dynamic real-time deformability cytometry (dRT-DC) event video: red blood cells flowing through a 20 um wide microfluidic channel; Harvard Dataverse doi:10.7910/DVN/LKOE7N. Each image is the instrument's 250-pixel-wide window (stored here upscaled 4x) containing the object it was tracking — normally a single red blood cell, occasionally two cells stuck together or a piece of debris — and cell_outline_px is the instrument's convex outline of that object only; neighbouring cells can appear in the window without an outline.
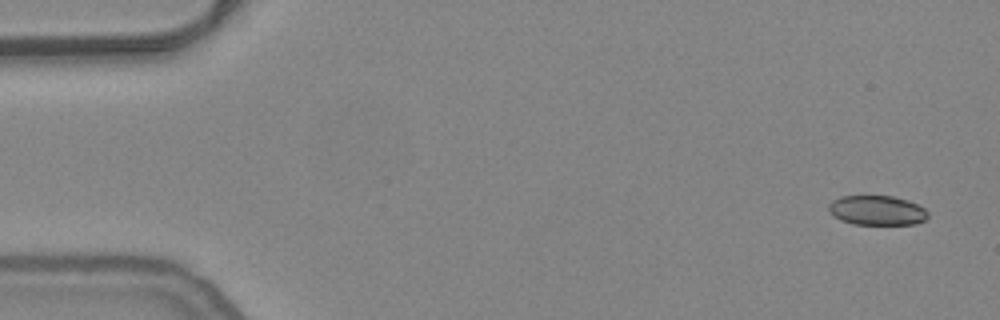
{"species": "common noctule bat (a hibernating species)", "species_latin": "Nyctalus noctula", "temperature_condition": "warm", "stored_images_in_passage": 52, "camera_frame_rate_fps": 3000, "um_per_image_px": 0.085, "animal": {"sex": "female", "body_mass_g": 24.6, "forearm_length_mm": 56.2}, "frame": {"image": 1, "passage_image": 1, "time_ms": 0.0, "image_size_px": [1000, 320], "cell_outline_px": [[928, 216], [924, 220], [916, 224], [852, 224], [840, 220], [828, 212], [828, 204], [832, 200], [840, 196], [892, 196], [908, 200], [924, 208], [928, 212]], "centroid_in_image_um": [74.51, 17.88], "position_along_channel_um": 10.5, "area_um2": 17.22}}
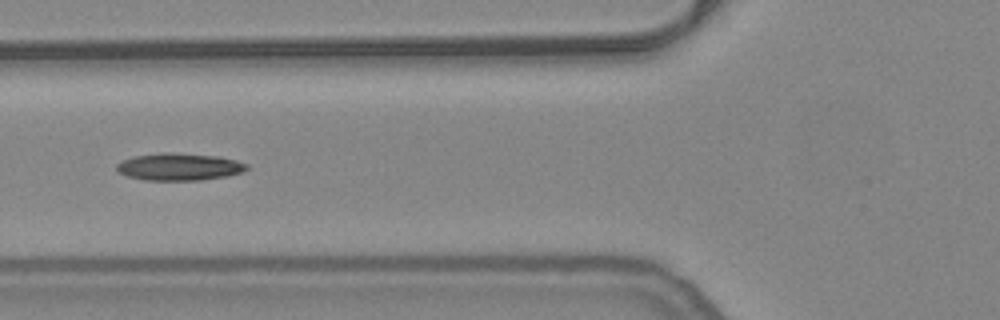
{"frame": {"image": 2, "passage_image": 19, "time_ms": 6.0, "image_size_px": [1000, 320], "cell_outline_px": [[248, 168], [244, 172], [228, 176], [200, 180], [144, 180], [128, 176], [116, 172], [116, 164], [132, 156], [160, 152], [172, 152], [220, 156], [236, 160], [248, 164]], "centroid_in_image_um": [15.24, 14.17], "position_along_channel_um": 110.6, "area_um2": 20.98}}
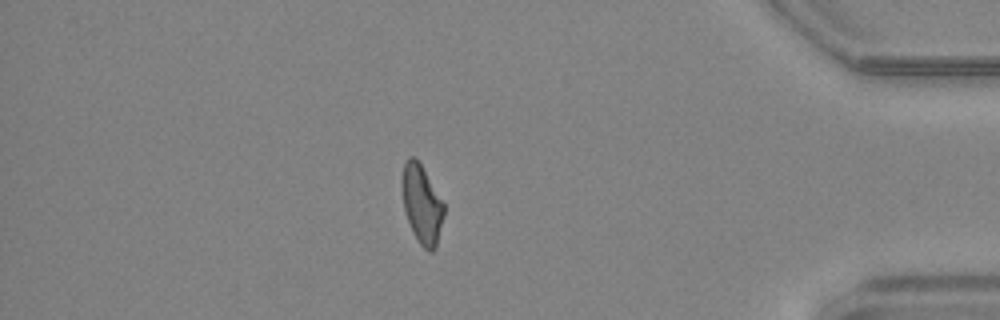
{"frame": {"image": 3, "passage_image": 45, "time_ms": 14.667, "image_size_px": [1000, 320], "cell_outline_px": [[444, 216], [436, 248], [432, 252], [428, 252], [420, 244], [412, 232], [404, 208], [400, 184], [400, 176], [404, 164], [408, 156], [412, 156], [420, 164], [444, 204]], "centroid_in_image_um": [35.83, 17.38], "position_along_channel_um": 399.4, "area_um2": 19.19}, "authors_computed_cell_mechanics": {"area_um2": 19.6231, "velocity_mm_per_s": 3.8093, "shape_relaxation_time_tau1_ms": 10.4435, "shape_relaxation_time_tau2_ms": 2.6215, "deformation_change_tau1": 0.249, "deformation_change_tau2": 0.0999}}